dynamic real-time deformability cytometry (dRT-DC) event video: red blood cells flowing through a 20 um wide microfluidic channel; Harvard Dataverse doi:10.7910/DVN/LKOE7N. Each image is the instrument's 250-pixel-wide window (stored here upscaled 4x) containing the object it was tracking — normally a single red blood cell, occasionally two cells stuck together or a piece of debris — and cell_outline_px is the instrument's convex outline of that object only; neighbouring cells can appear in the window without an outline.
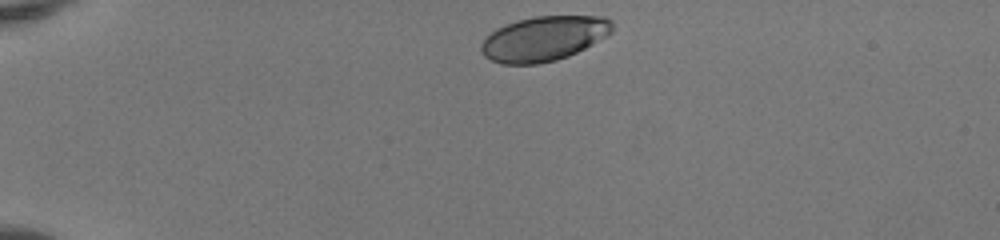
{"species": "human", "species_latin": "Homo sapiens", "temperature_condition": "room temperature", "stored_images_in_passage": 35, "camera_frame_rate_fps": 3000, "um_per_image_px": 0.085, "donor": {"sex": "female"}, "frame": {"image": 1, "passage_image": 1, "time_ms": 0.0, "image_size_px": [1000, 240], "cell_outline_px": [[612, 32], [608, 36], [568, 56], [556, 60], [536, 64], [500, 64], [484, 56], [480, 48], [480, 44], [496, 28], [504, 24], [516, 20], [532, 16], [604, 16], [612, 20]], "centroid_in_image_um": [46.23, 3.27], "position_along_channel_um": 38.8, "area_um2": 34.33}}
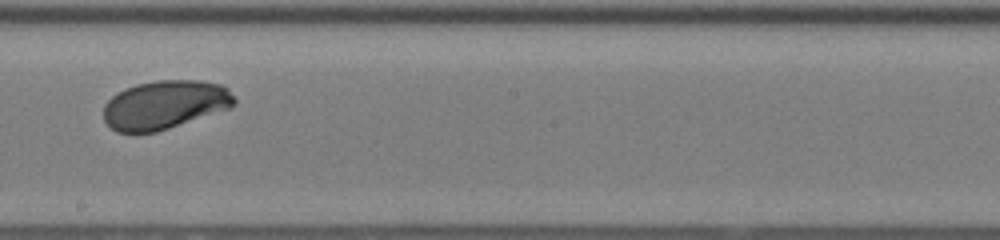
{"frame": {"image": 2, "passage_image": 20, "time_ms": 6.333, "image_size_px": [1000, 240], "cell_outline_px": [[236, 104], [232, 108], [156, 132], [116, 132], [104, 120], [104, 104], [116, 92], [124, 88], [136, 84], [156, 80], [200, 80], [220, 84], [228, 88], [236, 100]], "centroid_in_image_um": [14.02, 8.89], "position_along_channel_um": 234.2, "area_um2": 37.34}}
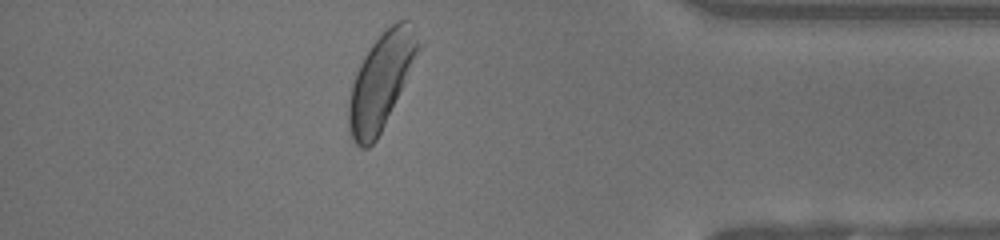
{"frame": {"image": 3, "passage_image": 34, "time_ms": 11.0, "image_size_px": [1000, 240], "cell_outline_px": [[428, 40], [376, 140], [368, 148], [360, 148], [352, 140], [348, 132], [348, 104], [352, 84], [356, 72], [364, 56], [372, 44], [396, 20], [412, 20]], "centroid_in_image_um": [32.51, 6.79], "position_along_channel_um": 402.7, "area_um2": 40.06}, "authors_computed_cell_mechanics": {"area_um2": 37.3966, "velocity_mm_per_s": 4.1108, "shape_relaxation_time_tau1_ms": 2.8116, "shape_relaxation_time_tau2_ms": null, "deformation_change_tau1": 0.1596, "deformation_change_tau2": null}}